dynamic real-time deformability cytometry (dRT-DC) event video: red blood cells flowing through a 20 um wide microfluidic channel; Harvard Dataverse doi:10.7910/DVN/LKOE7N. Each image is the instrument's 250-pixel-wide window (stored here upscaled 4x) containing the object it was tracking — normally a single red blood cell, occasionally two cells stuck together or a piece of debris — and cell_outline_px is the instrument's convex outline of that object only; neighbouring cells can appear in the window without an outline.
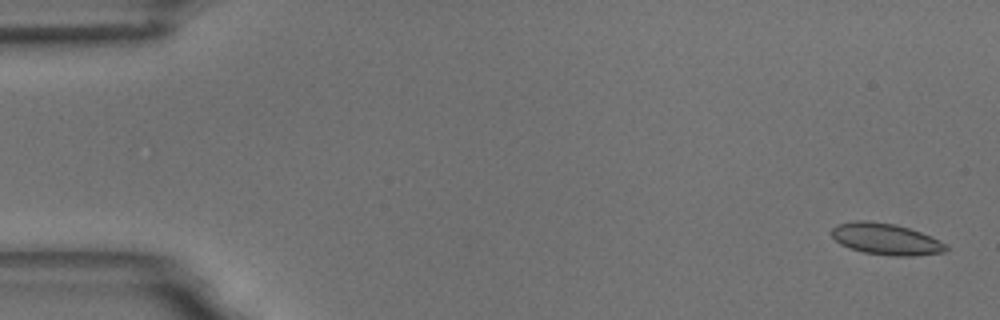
{"species": "common noctule bat (a hibernating species)", "species_latin": "Nyctalus noctula", "temperature_condition": "room temperature", "stored_images_in_passage": 55, "camera_frame_rate_fps": 3000, "um_per_image_px": 0.085, "animal": {"sex": "male", "body_mass_g": 18.8}, "frame": {"image": 1, "passage_image": 2, "time_ms": 0.333, "image_size_px": [1000, 320], "cell_outline_px": [[948, 248], [944, 252], [912, 256], [892, 256], [864, 252], [840, 244], [832, 236], [832, 228], [836, 224], [852, 220], [868, 220], [896, 224], [920, 232], [944, 244]], "centroid_in_image_um": [75.24, 20.3], "position_along_channel_um": 9.8, "area_um2": 20.75}}
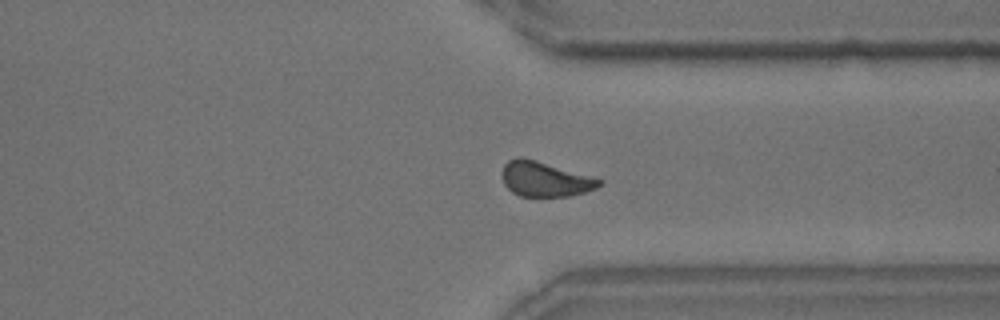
{"frame": {"image": 2, "passage_image": 42, "time_ms": 13.667, "image_size_px": [1000, 320], "cell_outline_px": [[604, 184], [596, 188], [584, 192], [568, 196], [520, 196], [512, 192], [504, 184], [504, 164], [508, 160], [520, 156], [536, 160], [604, 180]], "centroid_in_image_um": [46.35, 15.22], "position_along_channel_um": 365.1, "area_um2": 19.54}}
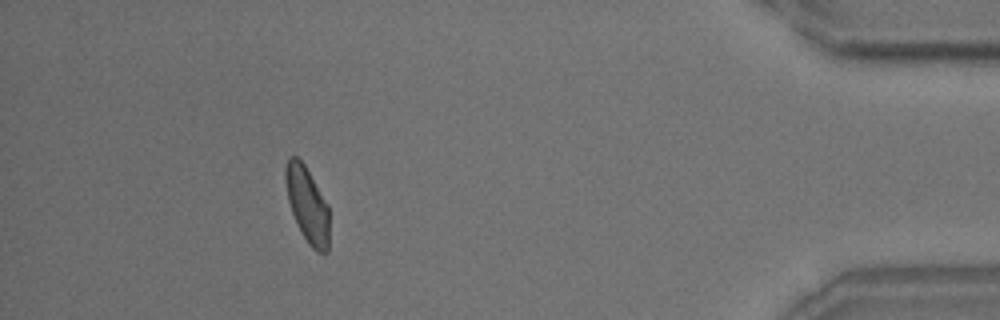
{"frame": {"image": 3, "passage_image": 50, "time_ms": 16.333, "image_size_px": [1000, 320], "cell_outline_px": [[328, 252], [316, 252], [308, 244], [296, 224], [288, 200], [284, 180], [284, 168], [288, 156], [296, 156], [304, 164], [328, 204]], "centroid_in_image_um": [26.09, 17.38], "position_along_channel_um": 409.1, "area_um2": 19.36}, "authors_computed_cell_mechanics": {"area_um2": 20.4612, "velocity_mm_per_s": 3.6729, "shape_relaxation_time_tau1_ms": 5.1863, "shape_relaxation_time_tau2_ms": 1.9811, "deformation_change_tau1": 0.0966, "deformation_change_tau2": 0.0643}}